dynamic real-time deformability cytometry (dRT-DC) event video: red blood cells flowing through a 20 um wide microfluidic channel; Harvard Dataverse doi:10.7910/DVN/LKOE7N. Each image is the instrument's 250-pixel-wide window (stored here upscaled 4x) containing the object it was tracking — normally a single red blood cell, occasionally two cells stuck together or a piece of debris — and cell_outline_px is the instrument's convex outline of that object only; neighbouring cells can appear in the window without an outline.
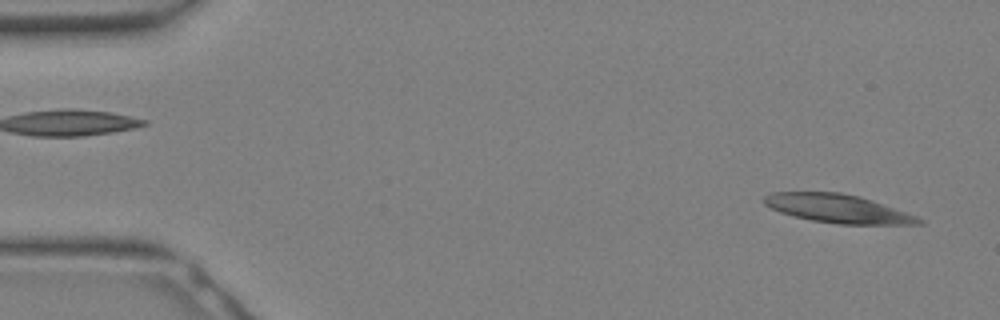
{"species": "Egyptian fruit bat (a non-hibernating species)", "species_latin": "Rousettus aegyptiacus", "temperature_condition": "warm", "stored_images_in_passage": 14, "camera_frame_rate_fps": 3000, "um_per_image_px": 0.085, "animal": {"sex": "female"}, "frame": {"image": 1, "passage_image": 1, "time_ms": 0.0, "image_size_px": [1000, 320], "cell_outline_px": [[924, 224], [840, 224], [812, 220], [780, 212], [764, 204], [764, 196], [772, 192], [840, 192], [860, 196], [872, 200], [916, 216], [924, 220]], "centroid_in_image_um": [71.22, 17.72], "position_along_channel_um": 13.8, "area_um2": 25.37}}
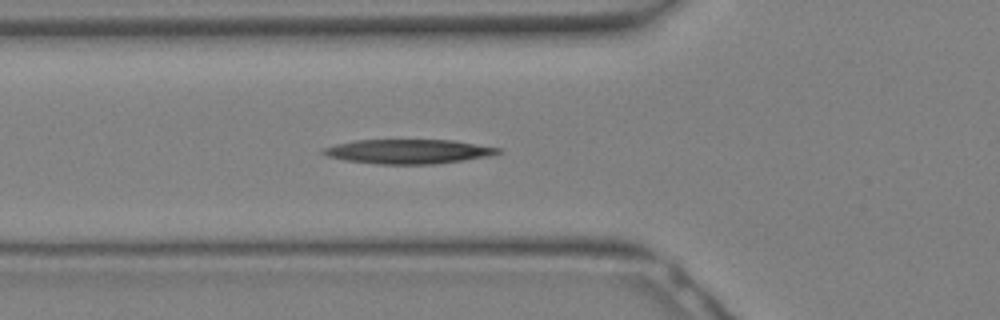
{"frame": {"image": 2, "passage_image": 10, "time_ms": 3.0, "image_size_px": [1000, 320], "cell_outline_px": [[504, 152], [492, 156], [436, 164], [376, 164], [344, 160], [328, 156], [320, 152], [324, 148], [336, 144], [356, 140], [452, 140], [500, 148]], "centroid_in_image_um": [34.75, 12.88], "position_along_channel_um": 91.1, "area_um2": 24.91}}
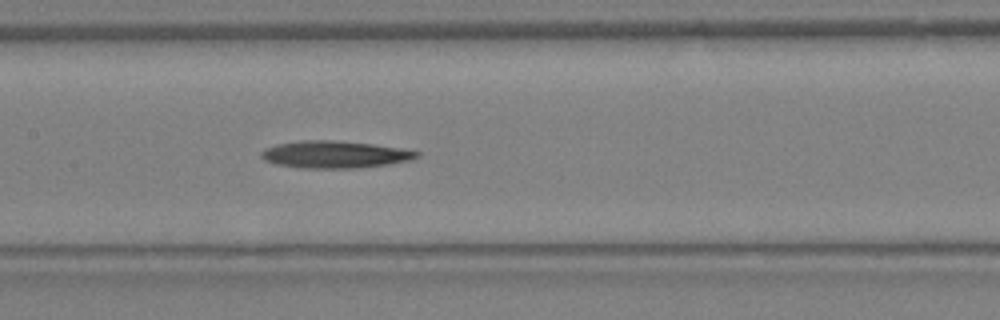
{"frame": {"image": 3, "passage_image": 14, "time_ms": 4.333, "image_size_px": [1000, 320], "cell_outline_px": [[420, 156], [412, 160], [388, 164], [356, 168], [300, 168], [276, 164], [264, 160], [260, 156], [260, 152], [268, 148], [280, 144], [300, 140], [332, 140], [372, 144], [420, 152]], "centroid_in_image_um": [28.45, 13.14], "position_along_channel_um": 179.0, "area_um2": 24.39}}